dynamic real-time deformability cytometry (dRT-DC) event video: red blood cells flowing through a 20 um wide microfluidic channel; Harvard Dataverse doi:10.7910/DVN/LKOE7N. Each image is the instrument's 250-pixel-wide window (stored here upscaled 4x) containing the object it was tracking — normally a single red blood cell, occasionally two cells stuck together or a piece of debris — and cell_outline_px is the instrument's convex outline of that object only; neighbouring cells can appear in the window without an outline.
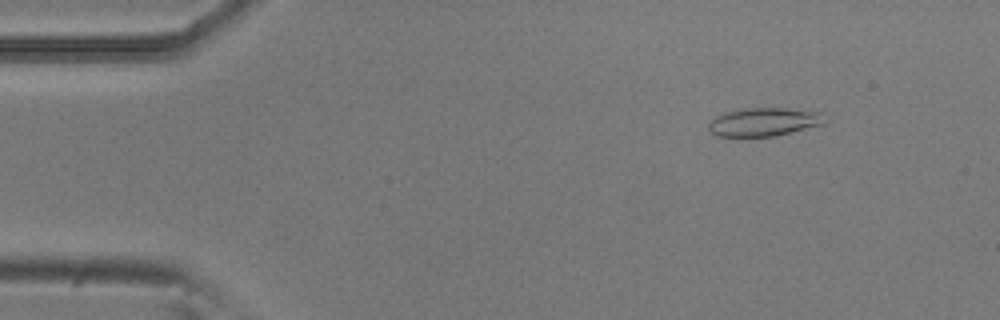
{"species": "common noctule bat (a hibernating species)", "species_latin": "Nyctalus noctula", "temperature_condition": "room temperature", "stored_images_in_passage": 53, "camera_frame_rate_fps": 3000, "um_per_image_px": 0.085, "animal": {"sex": "male", "body_mass_g": 20.5, "forearm_length_mm": 52.5}, "frame": {"image": 1, "passage_image": 6, "time_ms": 1.667, "image_size_px": [1000, 320], "cell_outline_px": [[828, 120], [824, 124], [776, 136], [716, 136], [708, 128], [708, 124], [716, 116], [724, 112], [752, 108], [784, 108], [824, 112]], "centroid_in_image_um": [65.01, 10.36], "position_along_channel_um": 20.0, "area_um2": 19.31}}
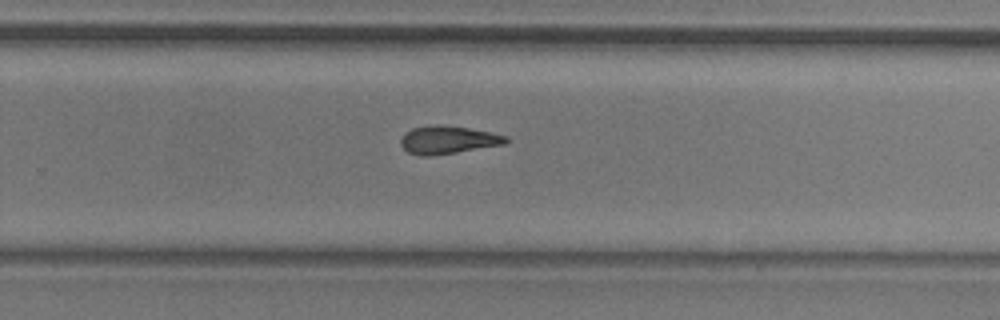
{"frame": {"image": 2, "passage_image": 34, "time_ms": 11.0, "image_size_px": [1000, 320], "cell_outline_px": [[508, 140], [504, 144], [456, 152], [428, 156], [420, 156], [408, 152], [400, 144], [400, 140], [404, 132], [412, 128], [436, 124], [440, 124], [468, 128], [492, 132], [508, 136]], "centroid_in_image_um": [38.05, 11.88], "position_along_channel_um": 291.8, "area_um2": 17.11}}
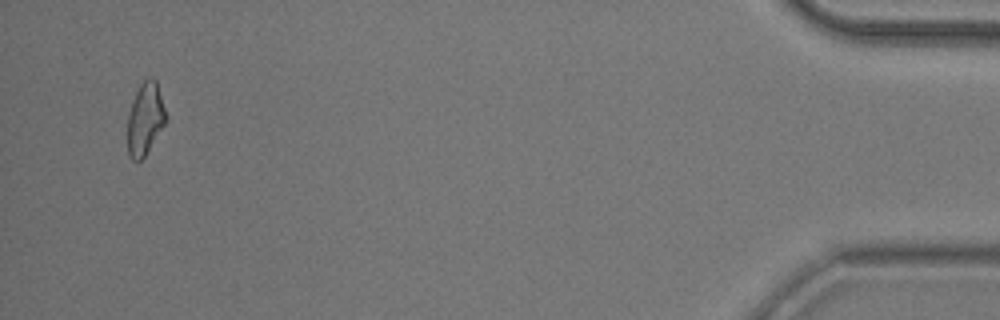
{"frame": {"image": 3, "passage_image": 51, "time_ms": 16.667, "image_size_px": [1000, 320], "cell_outline_px": [[168, 120], [144, 156], [140, 160], [132, 160], [128, 156], [128, 112], [132, 100], [140, 84], [148, 76], [152, 76], [156, 80], [168, 116]], "centroid_in_image_um": [12.36, 10.06], "position_along_channel_um": 422.8, "area_um2": 16.36}, "authors_computed_cell_mechanics": {"area_um2": 17.2822, "velocity_mm_per_s": 3.7786, "shape_relaxation_time_tau1_ms": 10.3376, "shape_relaxation_time_tau2_ms": 7.4442, "deformation_change_tau1": 0.2084, "deformation_change_tau2": 0.1743}}